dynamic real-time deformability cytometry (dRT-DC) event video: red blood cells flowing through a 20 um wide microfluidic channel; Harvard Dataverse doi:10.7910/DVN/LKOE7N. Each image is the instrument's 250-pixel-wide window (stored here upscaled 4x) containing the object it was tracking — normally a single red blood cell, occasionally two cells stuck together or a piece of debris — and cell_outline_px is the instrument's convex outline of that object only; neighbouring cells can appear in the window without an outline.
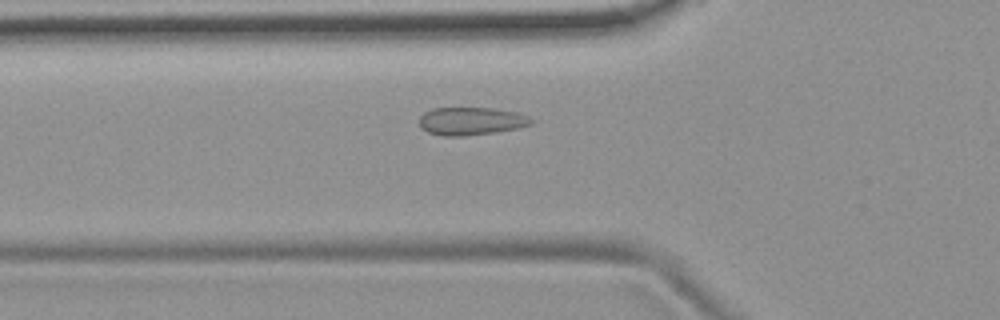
{"species": "common noctule bat (a hibernating species)", "species_latin": "Nyctalus noctula", "temperature_condition": "room temperature", "stored_images_in_passage": 41, "camera_frame_rate_fps": 3000, "um_per_image_px": 0.085, "animal": {"sex": "female", "body_mass_g": 19.9}, "frame": {"image": 1, "passage_image": 6, "time_ms": 1.667, "image_size_px": [1000, 320], "cell_outline_px": [[536, 120], [532, 124], [516, 128], [496, 132], [464, 136], [444, 136], [428, 132], [420, 128], [420, 116], [424, 112], [432, 108], [492, 108], [516, 112], [528, 116]], "centroid_in_image_um": [40.05, 10.29], "position_along_channel_um": 85.8, "area_um2": 18.26}}
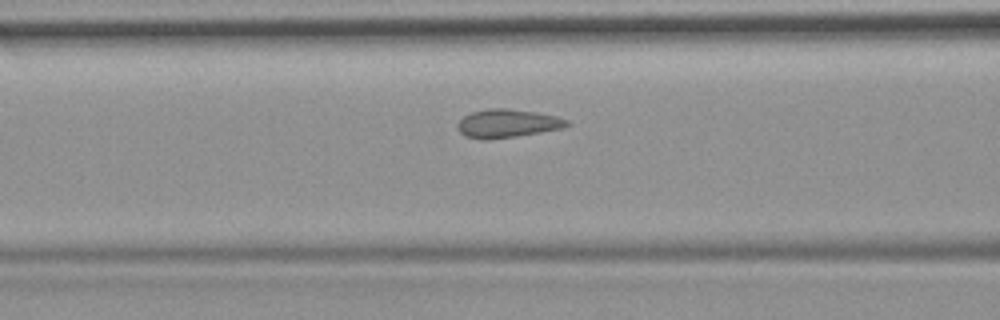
{"frame": {"image": 2, "passage_image": 9, "time_ms": 2.667, "image_size_px": [1000, 320], "cell_outline_px": [[568, 124], [560, 128], [540, 132], [516, 136], [488, 140], [484, 140], [464, 136], [456, 128], [456, 124], [464, 116], [472, 112], [488, 108], [508, 108], [536, 112], [556, 116], [568, 120]], "centroid_in_image_um": [43.06, 10.49], "position_along_channel_um": 123.5, "area_um2": 18.03}}
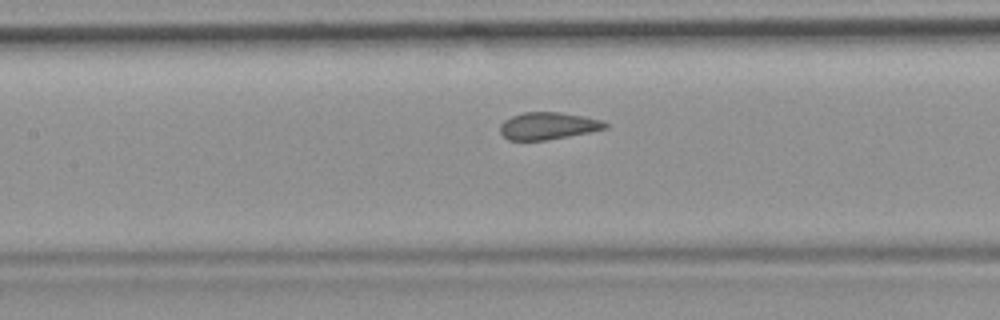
{"frame": {"image": 3, "passage_image": 12, "time_ms": 3.667, "image_size_px": [1000, 320], "cell_outline_px": [[608, 128], [592, 132], [548, 140], [508, 140], [500, 132], [500, 124], [504, 120], [512, 116], [524, 112], [560, 112], [584, 116], [604, 120], [608, 124]], "centroid_in_image_um": [46.63, 10.7], "position_along_channel_um": 160.8, "area_um2": 16.88}}